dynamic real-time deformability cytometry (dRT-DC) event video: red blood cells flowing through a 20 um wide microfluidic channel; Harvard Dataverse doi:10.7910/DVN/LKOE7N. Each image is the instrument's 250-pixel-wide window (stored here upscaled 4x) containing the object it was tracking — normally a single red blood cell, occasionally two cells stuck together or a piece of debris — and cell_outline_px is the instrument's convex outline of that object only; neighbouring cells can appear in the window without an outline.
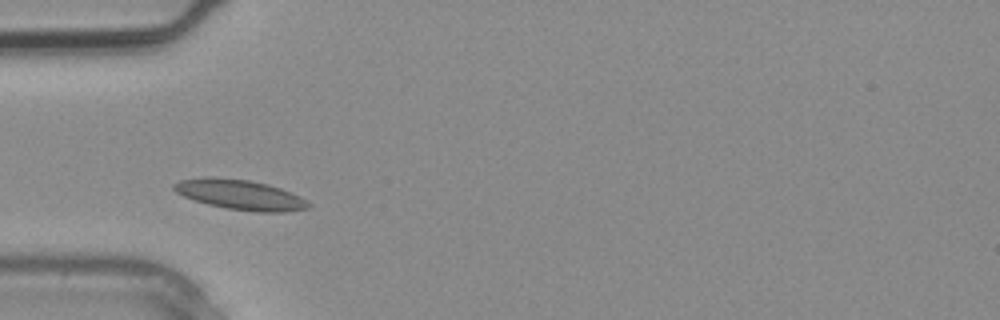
{"species": "common noctule bat (a hibernating species)", "species_latin": "Nyctalus noctula", "temperature_condition": "warm", "stored_images_in_passage": 4, "camera_frame_rate_fps": 3000, "um_per_image_px": 0.085, "animal": {"sex": "male", "body_mass_g": 20.4}, "frame": {"image": 1, "passage_image": 4, "time_ms": 1.0, "image_size_px": [1000, 320], "cell_outline_px": [[312, 204], [308, 208], [284, 212], [260, 212], [228, 208], [208, 204], [184, 196], [176, 192], [172, 188], [172, 184], [180, 180], [208, 176], [212, 176], [248, 180], [268, 184], [292, 192], [300, 196]], "centroid_in_image_um": [20.42, 16.53], "position_along_channel_um": 64.6, "area_um2": 23.47}}